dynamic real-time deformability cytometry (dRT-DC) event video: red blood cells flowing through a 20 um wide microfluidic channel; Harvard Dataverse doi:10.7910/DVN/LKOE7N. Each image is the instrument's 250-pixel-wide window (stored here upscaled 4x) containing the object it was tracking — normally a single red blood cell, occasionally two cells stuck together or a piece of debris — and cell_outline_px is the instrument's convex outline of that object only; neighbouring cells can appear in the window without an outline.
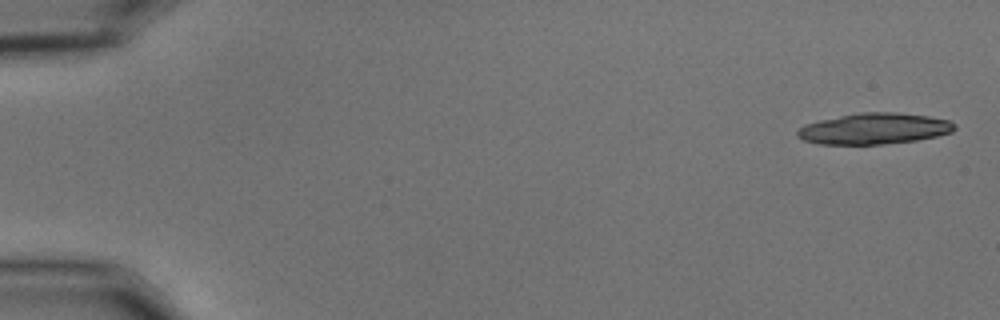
{"species": "common noctule bat (a hibernating species)", "species_latin": "Nyctalus noctula", "temperature_condition": "cold", "stored_images_in_passage": 43, "camera_frame_rate_fps": 3000, "um_per_image_px": 0.085, "animal": {"sex": "male", "body_mass_g": 15.6}, "frame": {"image": 1, "passage_image": 1, "time_ms": 0.0, "image_size_px": [1000, 320], "cell_outline_px": [[956, 128], [952, 132], [936, 136], [916, 140], [884, 144], [816, 144], [804, 140], [796, 136], [796, 132], [804, 124], [820, 120], [860, 112], [896, 112], [928, 116], [948, 120], [956, 124]], "centroid_in_image_um": [74.3, 10.93], "position_along_channel_um": 10.7, "area_um2": 28.44}, "authors_computed_cell_mechanics": {"area_um2": 13.3518, "velocity_mm_per_s": 3.6311, "shape_relaxation_time_tau1_ms": 5.9908, "shape_relaxation_time_tau2_ms": null, "deformation_change_tau1": 0.1729, "deformation_change_tau2": null}}